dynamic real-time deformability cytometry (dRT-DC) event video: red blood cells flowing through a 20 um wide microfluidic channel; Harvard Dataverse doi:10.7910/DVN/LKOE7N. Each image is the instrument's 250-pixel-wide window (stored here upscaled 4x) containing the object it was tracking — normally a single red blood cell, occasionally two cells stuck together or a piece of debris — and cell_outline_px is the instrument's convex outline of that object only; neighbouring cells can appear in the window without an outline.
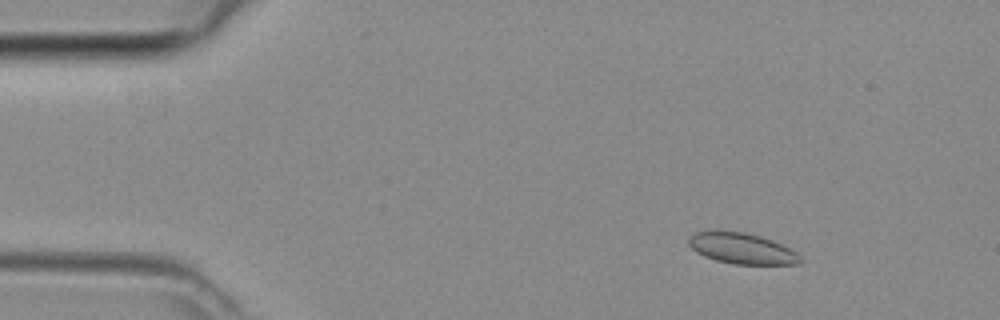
{"species": "common noctule bat (a hibernating species)", "species_latin": "Nyctalus noctula", "temperature_condition": "room temperature", "stored_images_in_passage": 45, "camera_frame_rate_fps": 3000, "um_per_image_px": 0.085, "animal": {"sex": "female", "body_mass_g": 29.2, "forearm_length_mm": 56.3}, "frame": {"image": 1, "passage_image": 5, "time_ms": 1.333, "image_size_px": [1000, 320], "cell_outline_px": [[804, 260], [800, 264], [732, 264], [716, 260], [704, 256], [696, 252], [688, 244], [688, 236], [696, 232], [744, 232], [760, 236], [772, 240], [796, 252]], "centroid_in_image_um": [63.07, 21.14], "position_along_channel_um": 21.9, "area_um2": 19.83}}
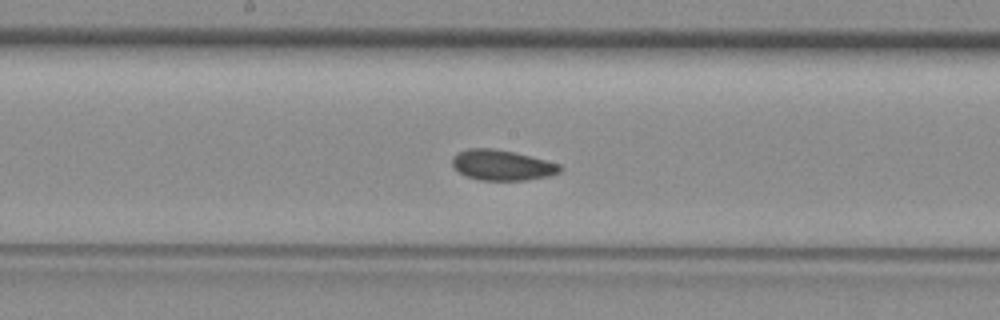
{"frame": {"image": 2, "passage_image": 23, "time_ms": 7.333, "image_size_px": [1000, 320], "cell_outline_px": [[564, 168], [560, 172], [548, 176], [524, 180], [480, 180], [464, 176], [452, 164], [452, 156], [456, 152], [468, 148], [492, 148], [512, 152], [560, 164]], "centroid_in_image_um": [42.64, 14.04], "position_along_channel_um": 205.6, "area_um2": 19.02}}
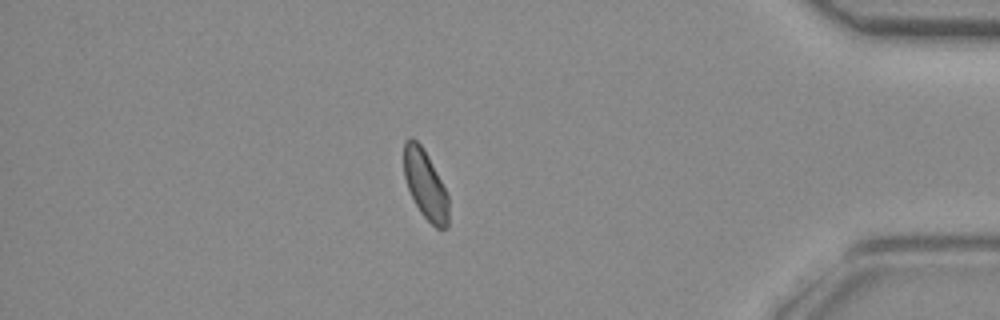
{"frame": {"image": 3, "passage_image": 39, "time_ms": 12.667, "image_size_px": [1000, 320], "cell_outline_px": [[448, 228], [436, 228], [420, 212], [408, 188], [404, 176], [404, 140], [408, 136], [412, 136], [420, 144], [428, 156], [448, 196]], "centroid_in_image_um": [36.13, 15.67], "position_along_channel_um": 399.1, "area_um2": 17.69}}